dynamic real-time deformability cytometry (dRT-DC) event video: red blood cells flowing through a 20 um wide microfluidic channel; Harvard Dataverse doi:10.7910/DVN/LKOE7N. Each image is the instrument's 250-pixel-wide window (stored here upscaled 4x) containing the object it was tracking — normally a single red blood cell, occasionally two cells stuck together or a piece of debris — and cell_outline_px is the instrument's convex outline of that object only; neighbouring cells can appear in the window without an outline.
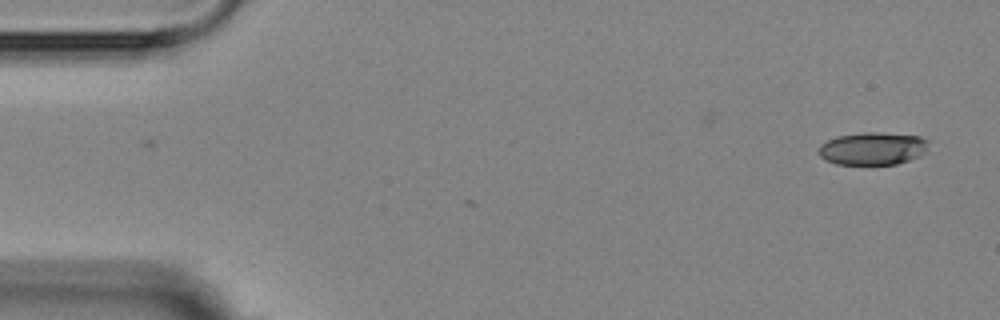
{"species": "Egyptian fruit bat (a non-hibernating species)", "species_latin": "Rousettus aegyptiacus", "temperature_condition": "room temperature", "stored_images_in_passage": 4, "camera_frame_rate_fps": 3000, "um_per_image_px": 0.085, "animal": {"sex": "female"}, "frame": {"image": 1, "passage_image": 1, "time_ms": 0.0, "image_size_px": [1000, 320], "cell_outline_px": [[928, 140], [924, 152], [920, 156], [896, 164], [836, 164], [824, 160], [820, 156], [820, 144], [836, 136], [860, 132], [880, 132], [920, 136]], "centroid_in_image_um": [74.16, 12.61], "position_along_channel_um": 10.8, "area_um2": 20.92}}
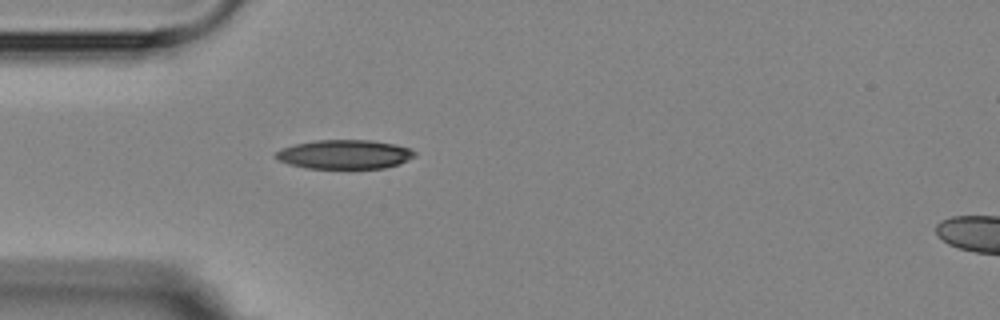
{"frame": {"image": 2, "passage_image": 4, "time_ms": 4.333, "image_size_px": [1000, 320], "cell_outline_px": [[416, 156], [400, 164], [384, 168], [304, 168], [288, 164], [280, 160], [276, 156], [276, 152], [280, 148], [296, 144], [316, 140], [372, 140], [396, 144], [412, 148], [416, 152]], "centroid_in_image_um": [29.34, 13.12], "position_along_channel_um": 55.7, "area_um2": 23.7}}